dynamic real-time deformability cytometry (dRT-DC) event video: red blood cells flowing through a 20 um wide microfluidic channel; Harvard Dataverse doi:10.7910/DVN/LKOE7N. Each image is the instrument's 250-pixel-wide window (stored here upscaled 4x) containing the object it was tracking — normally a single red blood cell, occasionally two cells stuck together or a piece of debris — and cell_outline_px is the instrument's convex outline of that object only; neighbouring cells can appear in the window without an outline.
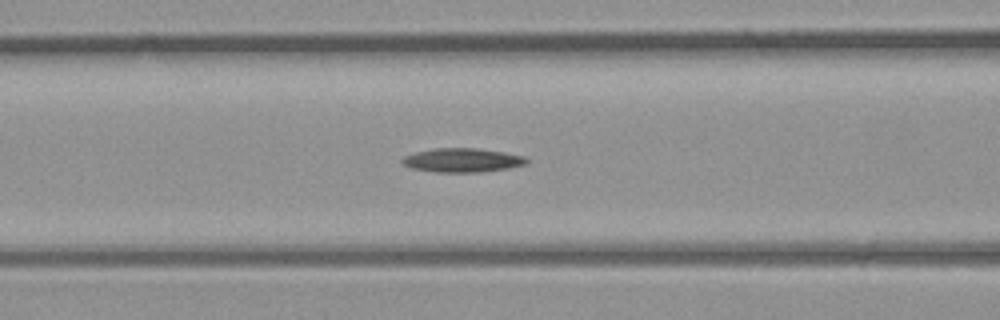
{"species": "common noctule bat (a hibernating species)", "species_latin": "Nyctalus noctula", "temperature_condition": "room temperature", "stored_images_in_passage": 29, "camera_frame_rate_fps": 3000, "um_per_image_px": 0.085, "animal": {"sex": "male", "body_mass_g": 23.1, "forearm_length_mm": 52.7}, "frame": {"image": 1, "passage_image": 5, "time_ms": 1.333, "image_size_px": [1000, 320], "cell_outline_px": [[528, 160], [524, 164], [508, 168], [480, 172], [436, 172], [412, 168], [404, 164], [400, 160], [404, 156], [416, 152], [432, 148], [476, 148], [504, 152], [524, 156]], "centroid_in_image_um": [39.27, 13.61], "position_along_channel_um": 127.3, "area_um2": 17.22}}
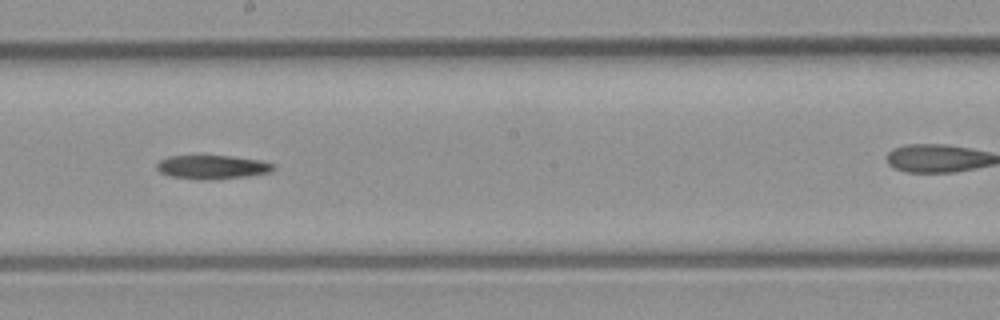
{"frame": {"image": 2, "passage_image": 11, "time_ms": 3.333, "image_size_px": [1000, 320], "cell_outline_px": [[276, 168], [268, 172], [248, 176], [200, 180], [168, 176], [160, 172], [156, 168], [156, 164], [160, 160], [168, 156], [232, 156], [260, 160], [276, 164]], "centroid_in_image_um": [18.03, 14.2], "position_along_channel_um": 230.2, "area_um2": 16.18}}
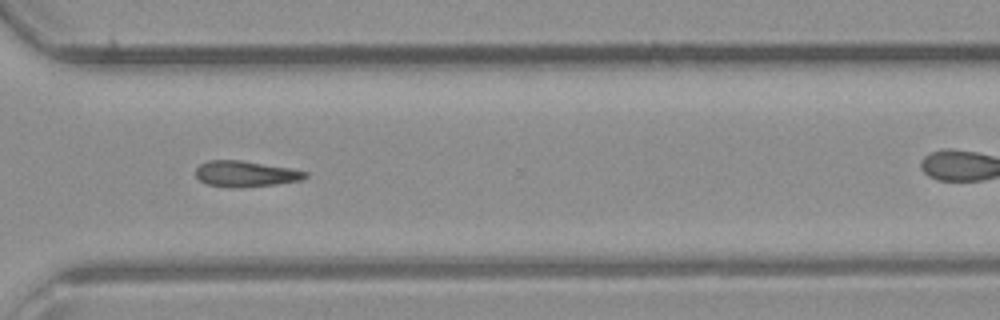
{"frame": {"image": 3, "passage_image": 18, "time_ms": 5.667, "image_size_px": [1000, 320], "cell_outline_px": [[308, 176], [300, 180], [276, 184], [240, 188], [232, 188], [208, 184], [200, 180], [196, 176], [196, 168], [200, 164], [208, 160], [240, 160], [288, 168], [308, 172]], "centroid_in_image_um": [20.85, 14.78], "position_along_channel_um": 349.8, "area_um2": 16.42}}